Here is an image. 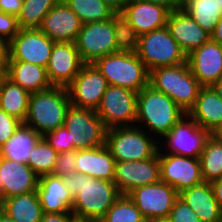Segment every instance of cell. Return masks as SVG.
<instances>
[{
	"label": "cell",
	"mask_w": 222,
	"mask_h": 222,
	"mask_svg": "<svg viewBox=\"0 0 222 222\" xmlns=\"http://www.w3.org/2000/svg\"><path fill=\"white\" fill-rule=\"evenodd\" d=\"M63 182L73 196L72 214L76 220L102 219L121 195L114 182L78 172L64 177Z\"/></svg>",
	"instance_id": "1"
},
{
	"label": "cell",
	"mask_w": 222,
	"mask_h": 222,
	"mask_svg": "<svg viewBox=\"0 0 222 222\" xmlns=\"http://www.w3.org/2000/svg\"><path fill=\"white\" fill-rule=\"evenodd\" d=\"M70 106L68 89L64 87L52 86L44 91L30 93L28 112L23 124L42 137L64 125Z\"/></svg>",
	"instance_id": "2"
},
{
	"label": "cell",
	"mask_w": 222,
	"mask_h": 222,
	"mask_svg": "<svg viewBox=\"0 0 222 222\" xmlns=\"http://www.w3.org/2000/svg\"><path fill=\"white\" fill-rule=\"evenodd\" d=\"M186 113L166 94L146 86L137 96L135 126L144 125L146 132L164 137ZM139 123V125H138Z\"/></svg>",
	"instance_id": "3"
},
{
	"label": "cell",
	"mask_w": 222,
	"mask_h": 222,
	"mask_svg": "<svg viewBox=\"0 0 222 222\" xmlns=\"http://www.w3.org/2000/svg\"><path fill=\"white\" fill-rule=\"evenodd\" d=\"M149 86L169 96L186 114L193 108L203 87L192 74L187 62L149 71Z\"/></svg>",
	"instance_id": "4"
},
{
	"label": "cell",
	"mask_w": 222,
	"mask_h": 222,
	"mask_svg": "<svg viewBox=\"0 0 222 222\" xmlns=\"http://www.w3.org/2000/svg\"><path fill=\"white\" fill-rule=\"evenodd\" d=\"M95 67L108 85L140 92L149 85V71L136 52H115L97 59Z\"/></svg>",
	"instance_id": "5"
},
{
	"label": "cell",
	"mask_w": 222,
	"mask_h": 222,
	"mask_svg": "<svg viewBox=\"0 0 222 222\" xmlns=\"http://www.w3.org/2000/svg\"><path fill=\"white\" fill-rule=\"evenodd\" d=\"M138 126L116 127L106 131V145L116 162L140 161L153 157L159 149L158 141Z\"/></svg>",
	"instance_id": "6"
},
{
	"label": "cell",
	"mask_w": 222,
	"mask_h": 222,
	"mask_svg": "<svg viewBox=\"0 0 222 222\" xmlns=\"http://www.w3.org/2000/svg\"><path fill=\"white\" fill-rule=\"evenodd\" d=\"M136 54L148 71L187 62V55L171 36L167 26L140 35Z\"/></svg>",
	"instance_id": "7"
},
{
	"label": "cell",
	"mask_w": 222,
	"mask_h": 222,
	"mask_svg": "<svg viewBox=\"0 0 222 222\" xmlns=\"http://www.w3.org/2000/svg\"><path fill=\"white\" fill-rule=\"evenodd\" d=\"M136 91L128 88L109 85L95 110L106 129L132 127L137 117Z\"/></svg>",
	"instance_id": "8"
},
{
	"label": "cell",
	"mask_w": 222,
	"mask_h": 222,
	"mask_svg": "<svg viewBox=\"0 0 222 222\" xmlns=\"http://www.w3.org/2000/svg\"><path fill=\"white\" fill-rule=\"evenodd\" d=\"M65 128L74 150L91 149L106 144V127L96 111L70 106L66 112Z\"/></svg>",
	"instance_id": "9"
},
{
	"label": "cell",
	"mask_w": 222,
	"mask_h": 222,
	"mask_svg": "<svg viewBox=\"0 0 222 222\" xmlns=\"http://www.w3.org/2000/svg\"><path fill=\"white\" fill-rule=\"evenodd\" d=\"M127 195L147 222L166 221L179 198V193L162 181L136 187Z\"/></svg>",
	"instance_id": "10"
},
{
	"label": "cell",
	"mask_w": 222,
	"mask_h": 222,
	"mask_svg": "<svg viewBox=\"0 0 222 222\" xmlns=\"http://www.w3.org/2000/svg\"><path fill=\"white\" fill-rule=\"evenodd\" d=\"M80 59L84 64L117 52L113 18L83 24L75 41Z\"/></svg>",
	"instance_id": "11"
},
{
	"label": "cell",
	"mask_w": 222,
	"mask_h": 222,
	"mask_svg": "<svg viewBox=\"0 0 222 222\" xmlns=\"http://www.w3.org/2000/svg\"><path fill=\"white\" fill-rule=\"evenodd\" d=\"M210 132L198 126L188 115L183 116L163 137L166 150L162 152L159 145L158 153L175 154L190 158H200ZM161 148V150H160Z\"/></svg>",
	"instance_id": "12"
},
{
	"label": "cell",
	"mask_w": 222,
	"mask_h": 222,
	"mask_svg": "<svg viewBox=\"0 0 222 222\" xmlns=\"http://www.w3.org/2000/svg\"><path fill=\"white\" fill-rule=\"evenodd\" d=\"M54 43L40 29H20L9 42L8 61L29 62L46 68Z\"/></svg>",
	"instance_id": "13"
},
{
	"label": "cell",
	"mask_w": 222,
	"mask_h": 222,
	"mask_svg": "<svg viewBox=\"0 0 222 222\" xmlns=\"http://www.w3.org/2000/svg\"><path fill=\"white\" fill-rule=\"evenodd\" d=\"M158 154L161 181L173 187L178 193L204 182L198 158Z\"/></svg>",
	"instance_id": "14"
},
{
	"label": "cell",
	"mask_w": 222,
	"mask_h": 222,
	"mask_svg": "<svg viewBox=\"0 0 222 222\" xmlns=\"http://www.w3.org/2000/svg\"><path fill=\"white\" fill-rule=\"evenodd\" d=\"M108 86L107 80L93 63L83 64L67 87L71 105L96 110Z\"/></svg>",
	"instance_id": "15"
},
{
	"label": "cell",
	"mask_w": 222,
	"mask_h": 222,
	"mask_svg": "<svg viewBox=\"0 0 222 222\" xmlns=\"http://www.w3.org/2000/svg\"><path fill=\"white\" fill-rule=\"evenodd\" d=\"M159 181L161 178L158 152L145 160L115 162L113 182L121 195H127L136 187Z\"/></svg>",
	"instance_id": "16"
},
{
	"label": "cell",
	"mask_w": 222,
	"mask_h": 222,
	"mask_svg": "<svg viewBox=\"0 0 222 222\" xmlns=\"http://www.w3.org/2000/svg\"><path fill=\"white\" fill-rule=\"evenodd\" d=\"M83 64L75 43L55 42L46 67L51 85L67 88Z\"/></svg>",
	"instance_id": "17"
},
{
	"label": "cell",
	"mask_w": 222,
	"mask_h": 222,
	"mask_svg": "<svg viewBox=\"0 0 222 222\" xmlns=\"http://www.w3.org/2000/svg\"><path fill=\"white\" fill-rule=\"evenodd\" d=\"M187 64L203 87L222 79V46L210 39L187 55Z\"/></svg>",
	"instance_id": "18"
},
{
	"label": "cell",
	"mask_w": 222,
	"mask_h": 222,
	"mask_svg": "<svg viewBox=\"0 0 222 222\" xmlns=\"http://www.w3.org/2000/svg\"><path fill=\"white\" fill-rule=\"evenodd\" d=\"M79 17L60 0L43 18L40 30L54 42L75 43L82 28Z\"/></svg>",
	"instance_id": "19"
},
{
	"label": "cell",
	"mask_w": 222,
	"mask_h": 222,
	"mask_svg": "<svg viewBox=\"0 0 222 222\" xmlns=\"http://www.w3.org/2000/svg\"><path fill=\"white\" fill-rule=\"evenodd\" d=\"M1 197L34 192L38 188L39 176L26 164L0 156Z\"/></svg>",
	"instance_id": "20"
},
{
	"label": "cell",
	"mask_w": 222,
	"mask_h": 222,
	"mask_svg": "<svg viewBox=\"0 0 222 222\" xmlns=\"http://www.w3.org/2000/svg\"><path fill=\"white\" fill-rule=\"evenodd\" d=\"M170 12L162 5L142 0H129L121 13L140 36L166 26Z\"/></svg>",
	"instance_id": "21"
},
{
	"label": "cell",
	"mask_w": 222,
	"mask_h": 222,
	"mask_svg": "<svg viewBox=\"0 0 222 222\" xmlns=\"http://www.w3.org/2000/svg\"><path fill=\"white\" fill-rule=\"evenodd\" d=\"M166 26L186 55L211 39V34L181 8L170 12Z\"/></svg>",
	"instance_id": "22"
},
{
	"label": "cell",
	"mask_w": 222,
	"mask_h": 222,
	"mask_svg": "<svg viewBox=\"0 0 222 222\" xmlns=\"http://www.w3.org/2000/svg\"><path fill=\"white\" fill-rule=\"evenodd\" d=\"M36 192L43 213L72 212L73 196L64 185L63 178L53 174L39 177Z\"/></svg>",
	"instance_id": "23"
},
{
	"label": "cell",
	"mask_w": 222,
	"mask_h": 222,
	"mask_svg": "<svg viewBox=\"0 0 222 222\" xmlns=\"http://www.w3.org/2000/svg\"><path fill=\"white\" fill-rule=\"evenodd\" d=\"M115 162L106 144L96 148L77 150L75 172L113 182Z\"/></svg>",
	"instance_id": "24"
},
{
	"label": "cell",
	"mask_w": 222,
	"mask_h": 222,
	"mask_svg": "<svg viewBox=\"0 0 222 222\" xmlns=\"http://www.w3.org/2000/svg\"><path fill=\"white\" fill-rule=\"evenodd\" d=\"M179 198L196 213L201 222L222 221V208L214 197L210 183L203 182L185 189L179 193Z\"/></svg>",
	"instance_id": "25"
},
{
	"label": "cell",
	"mask_w": 222,
	"mask_h": 222,
	"mask_svg": "<svg viewBox=\"0 0 222 222\" xmlns=\"http://www.w3.org/2000/svg\"><path fill=\"white\" fill-rule=\"evenodd\" d=\"M188 115L201 128L212 133L222 125V101L211 86L202 87Z\"/></svg>",
	"instance_id": "26"
},
{
	"label": "cell",
	"mask_w": 222,
	"mask_h": 222,
	"mask_svg": "<svg viewBox=\"0 0 222 222\" xmlns=\"http://www.w3.org/2000/svg\"><path fill=\"white\" fill-rule=\"evenodd\" d=\"M5 75L29 93L44 91L52 87L46 68L29 62L8 61Z\"/></svg>",
	"instance_id": "27"
},
{
	"label": "cell",
	"mask_w": 222,
	"mask_h": 222,
	"mask_svg": "<svg viewBox=\"0 0 222 222\" xmlns=\"http://www.w3.org/2000/svg\"><path fill=\"white\" fill-rule=\"evenodd\" d=\"M2 211L15 222H40L43 215L36 191L3 199Z\"/></svg>",
	"instance_id": "28"
},
{
	"label": "cell",
	"mask_w": 222,
	"mask_h": 222,
	"mask_svg": "<svg viewBox=\"0 0 222 222\" xmlns=\"http://www.w3.org/2000/svg\"><path fill=\"white\" fill-rule=\"evenodd\" d=\"M30 93L10 80L6 75H0V109L24 122L28 112Z\"/></svg>",
	"instance_id": "29"
},
{
	"label": "cell",
	"mask_w": 222,
	"mask_h": 222,
	"mask_svg": "<svg viewBox=\"0 0 222 222\" xmlns=\"http://www.w3.org/2000/svg\"><path fill=\"white\" fill-rule=\"evenodd\" d=\"M181 9L212 34L222 17V0H182Z\"/></svg>",
	"instance_id": "30"
},
{
	"label": "cell",
	"mask_w": 222,
	"mask_h": 222,
	"mask_svg": "<svg viewBox=\"0 0 222 222\" xmlns=\"http://www.w3.org/2000/svg\"><path fill=\"white\" fill-rule=\"evenodd\" d=\"M41 136L25 124L0 148V156L20 163H26L35 143Z\"/></svg>",
	"instance_id": "31"
},
{
	"label": "cell",
	"mask_w": 222,
	"mask_h": 222,
	"mask_svg": "<svg viewBox=\"0 0 222 222\" xmlns=\"http://www.w3.org/2000/svg\"><path fill=\"white\" fill-rule=\"evenodd\" d=\"M199 160L204 182L211 183L222 177V143L212 134L207 138Z\"/></svg>",
	"instance_id": "32"
},
{
	"label": "cell",
	"mask_w": 222,
	"mask_h": 222,
	"mask_svg": "<svg viewBox=\"0 0 222 222\" xmlns=\"http://www.w3.org/2000/svg\"><path fill=\"white\" fill-rule=\"evenodd\" d=\"M82 24L105 21L116 13L101 0H64Z\"/></svg>",
	"instance_id": "33"
},
{
	"label": "cell",
	"mask_w": 222,
	"mask_h": 222,
	"mask_svg": "<svg viewBox=\"0 0 222 222\" xmlns=\"http://www.w3.org/2000/svg\"><path fill=\"white\" fill-rule=\"evenodd\" d=\"M58 152L43 137L35 143L29 154L27 165L39 176L53 173Z\"/></svg>",
	"instance_id": "34"
},
{
	"label": "cell",
	"mask_w": 222,
	"mask_h": 222,
	"mask_svg": "<svg viewBox=\"0 0 222 222\" xmlns=\"http://www.w3.org/2000/svg\"><path fill=\"white\" fill-rule=\"evenodd\" d=\"M60 0H24L17 16L20 29H39L44 16Z\"/></svg>",
	"instance_id": "35"
},
{
	"label": "cell",
	"mask_w": 222,
	"mask_h": 222,
	"mask_svg": "<svg viewBox=\"0 0 222 222\" xmlns=\"http://www.w3.org/2000/svg\"><path fill=\"white\" fill-rule=\"evenodd\" d=\"M102 220L104 222H147L128 195H120Z\"/></svg>",
	"instance_id": "36"
},
{
	"label": "cell",
	"mask_w": 222,
	"mask_h": 222,
	"mask_svg": "<svg viewBox=\"0 0 222 222\" xmlns=\"http://www.w3.org/2000/svg\"><path fill=\"white\" fill-rule=\"evenodd\" d=\"M117 52H136L139 35L121 12L113 15Z\"/></svg>",
	"instance_id": "37"
},
{
	"label": "cell",
	"mask_w": 222,
	"mask_h": 222,
	"mask_svg": "<svg viewBox=\"0 0 222 222\" xmlns=\"http://www.w3.org/2000/svg\"><path fill=\"white\" fill-rule=\"evenodd\" d=\"M46 142L52 146L58 153L64 151L74 150V142H71V138L68 130L65 126H61L54 131L46 133L42 136Z\"/></svg>",
	"instance_id": "38"
},
{
	"label": "cell",
	"mask_w": 222,
	"mask_h": 222,
	"mask_svg": "<svg viewBox=\"0 0 222 222\" xmlns=\"http://www.w3.org/2000/svg\"><path fill=\"white\" fill-rule=\"evenodd\" d=\"M77 150L59 152L53 175L64 178L75 173Z\"/></svg>",
	"instance_id": "39"
},
{
	"label": "cell",
	"mask_w": 222,
	"mask_h": 222,
	"mask_svg": "<svg viewBox=\"0 0 222 222\" xmlns=\"http://www.w3.org/2000/svg\"><path fill=\"white\" fill-rule=\"evenodd\" d=\"M166 222H201V220L183 200L178 198Z\"/></svg>",
	"instance_id": "40"
},
{
	"label": "cell",
	"mask_w": 222,
	"mask_h": 222,
	"mask_svg": "<svg viewBox=\"0 0 222 222\" xmlns=\"http://www.w3.org/2000/svg\"><path fill=\"white\" fill-rule=\"evenodd\" d=\"M23 122L0 109V148L15 134Z\"/></svg>",
	"instance_id": "41"
},
{
	"label": "cell",
	"mask_w": 222,
	"mask_h": 222,
	"mask_svg": "<svg viewBox=\"0 0 222 222\" xmlns=\"http://www.w3.org/2000/svg\"><path fill=\"white\" fill-rule=\"evenodd\" d=\"M18 19L16 16L0 12V37L10 42L19 32Z\"/></svg>",
	"instance_id": "42"
},
{
	"label": "cell",
	"mask_w": 222,
	"mask_h": 222,
	"mask_svg": "<svg viewBox=\"0 0 222 222\" xmlns=\"http://www.w3.org/2000/svg\"><path fill=\"white\" fill-rule=\"evenodd\" d=\"M24 0H0V12L18 16Z\"/></svg>",
	"instance_id": "43"
},
{
	"label": "cell",
	"mask_w": 222,
	"mask_h": 222,
	"mask_svg": "<svg viewBox=\"0 0 222 222\" xmlns=\"http://www.w3.org/2000/svg\"><path fill=\"white\" fill-rule=\"evenodd\" d=\"M9 60V42L0 37V75H5Z\"/></svg>",
	"instance_id": "44"
},
{
	"label": "cell",
	"mask_w": 222,
	"mask_h": 222,
	"mask_svg": "<svg viewBox=\"0 0 222 222\" xmlns=\"http://www.w3.org/2000/svg\"><path fill=\"white\" fill-rule=\"evenodd\" d=\"M75 217L72 212L67 213H43L40 222H73Z\"/></svg>",
	"instance_id": "45"
},
{
	"label": "cell",
	"mask_w": 222,
	"mask_h": 222,
	"mask_svg": "<svg viewBox=\"0 0 222 222\" xmlns=\"http://www.w3.org/2000/svg\"><path fill=\"white\" fill-rule=\"evenodd\" d=\"M142 1L162 5L168 8L170 11H175L177 9H180L182 5V0H142Z\"/></svg>",
	"instance_id": "46"
},
{
	"label": "cell",
	"mask_w": 222,
	"mask_h": 222,
	"mask_svg": "<svg viewBox=\"0 0 222 222\" xmlns=\"http://www.w3.org/2000/svg\"><path fill=\"white\" fill-rule=\"evenodd\" d=\"M214 192V197L222 208V177L210 183Z\"/></svg>",
	"instance_id": "47"
},
{
	"label": "cell",
	"mask_w": 222,
	"mask_h": 222,
	"mask_svg": "<svg viewBox=\"0 0 222 222\" xmlns=\"http://www.w3.org/2000/svg\"><path fill=\"white\" fill-rule=\"evenodd\" d=\"M106 3L111 9H113L116 13L122 12L126 3L129 0H101Z\"/></svg>",
	"instance_id": "48"
},
{
	"label": "cell",
	"mask_w": 222,
	"mask_h": 222,
	"mask_svg": "<svg viewBox=\"0 0 222 222\" xmlns=\"http://www.w3.org/2000/svg\"><path fill=\"white\" fill-rule=\"evenodd\" d=\"M211 39L222 46V17L215 26L214 32L211 34Z\"/></svg>",
	"instance_id": "49"
},
{
	"label": "cell",
	"mask_w": 222,
	"mask_h": 222,
	"mask_svg": "<svg viewBox=\"0 0 222 222\" xmlns=\"http://www.w3.org/2000/svg\"><path fill=\"white\" fill-rule=\"evenodd\" d=\"M222 101V79L211 86Z\"/></svg>",
	"instance_id": "50"
},
{
	"label": "cell",
	"mask_w": 222,
	"mask_h": 222,
	"mask_svg": "<svg viewBox=\"0 0 222 222\" xmlns=\"http://www.w3.org/2000/svg\"><path fill=\"white\" fill-rule=\"evenodd\" d=\"M222 143V125H220L216 130L211 133Z\"/></svg>",
	"instance_id": "51"
},
{
	"label": "cell",
	"mask_w": 222,
	"mask_h": 222,
	"mask_svg": "<svg viewBox=\"0 0 222 222\" xmlns=\"http://www.w3.org/2000/svg\"><path fill=\"white\" fill-rule=\"evenodd\" d=\"M0 222H15L11 217H9L2 210L0 211Z\"/></svg>",
	"instance_id": "52"
},
{
	"label": "cell",
	"mask_w": 222,
	"mask_h": 222,
	"mask_svg": "<svg viewBox=\"0 0 222 222\" xmlns=\"http://www.w3.org/2000/svg\"><path fill=\"white\" fill-rule=\"evenodd\" d=\"M1 186H2V181H1V178H0V193H1ZM2 206H3V199H2L1 194H0V211L2 210Z\"/></svg>",
	"instance_id": "53"
},
{
	"label": "cell",
	"mask_w": 222,
	"mask_h": 222,
	"mask_svg": "<svg viewBox=\"0 0 222 222\" xmlns=\"http://www.w3.org/2000/svg\"><path fill=\"white\" fill-rule=\"evenodd\" d=\"M87 222H104L102 219H92L88 220Z\"/></svg>",
	"instance_id": "54"
},
{
	"label": "cell",
	"mask_w": 222,
	"mask_h": 222,
	"mask_svg": "<svg viewBox=\"0 0 222 222\" xmlns=\"http://www.w3.org/2000/svg\"><path fill=\"white\" fill-rule=\"evenodd\" d=\"M73 222H87V221H83V220H74Z\"/></svg>",
	"instance_id": "55"
}]
</instances>
